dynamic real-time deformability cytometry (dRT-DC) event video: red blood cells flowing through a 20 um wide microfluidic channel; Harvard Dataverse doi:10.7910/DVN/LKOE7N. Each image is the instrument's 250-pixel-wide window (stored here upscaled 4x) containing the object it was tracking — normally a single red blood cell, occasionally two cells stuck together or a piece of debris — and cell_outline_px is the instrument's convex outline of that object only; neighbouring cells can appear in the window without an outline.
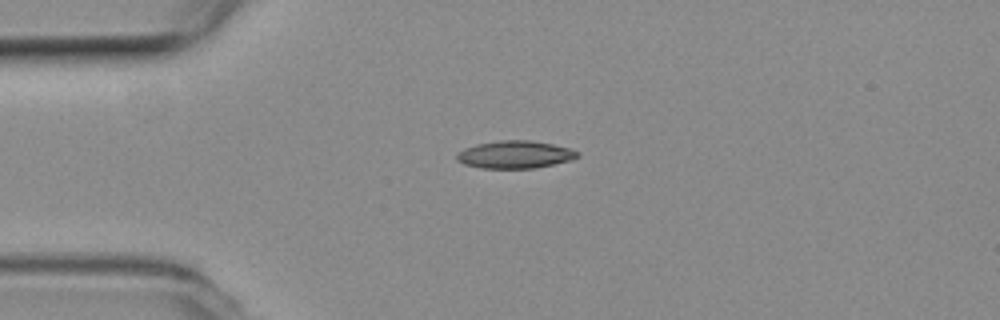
{"species": "common noctule bat (a hibernating species)", "species_latin": "Nyctalus noctula", "temperature_condition": "room temperature", "stored_images_in_passage": 2, "camera_frame_rate_fps": 3000, "um_per_image_px": 0.085, "animal": {"sex": "female", "body_mass_g": 19.3, "forearm_length_mm": 54.1}, "frame": {"image": 1, "passage_image": 2, "time_ms": 0.333, "image_size_px": [1000, 320], "cell_outline_px": [[576, 156], [572, 160], [536, 168], [480, 168], [464, 164], [456, 160], [456, 156], [464, 148], [476, 144], [500, 140], [528, 140], [552, 144], [568, 148], [576, 152]], "centroid_in_image_um": [43.72, 13.14], "position_along_channel_um": 41.3, "area_um2": 19.19}}